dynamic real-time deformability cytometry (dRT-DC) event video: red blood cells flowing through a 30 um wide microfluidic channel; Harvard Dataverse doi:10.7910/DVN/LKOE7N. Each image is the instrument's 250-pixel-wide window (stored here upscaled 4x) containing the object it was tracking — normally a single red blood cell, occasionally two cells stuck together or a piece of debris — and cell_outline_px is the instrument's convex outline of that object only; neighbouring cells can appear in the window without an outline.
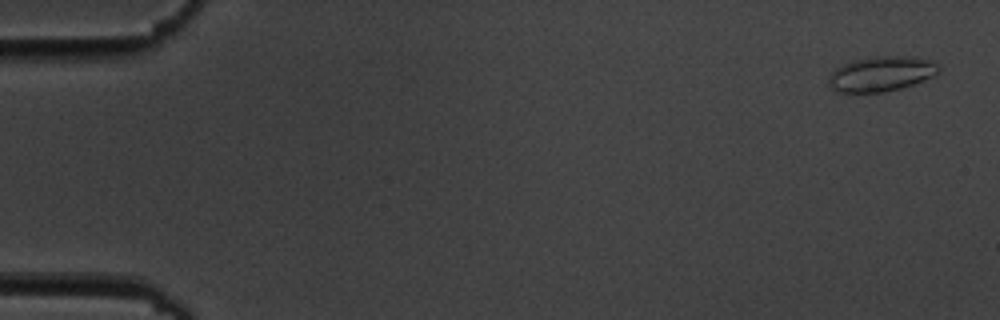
{"species": "common noctule bat (a hibernating species)", "species_latin": "Nyctalus noctula", "temperature_condition": "cold", "stored_images_in_passage": 7, "camera_frame_rate_fps": 3000, "um_per_image_px": 0.085, "animal": {"sex": "male", "body_mass_g": 19.5, "forearm_length_mm": 54.6}, "frame": {"image": 1, "passage_image": 1, "time_ms": 0.0, "image_size_px": [1000, 320], "cell_outline_px": [[940, 68], [932, 76], [912, 84], [900, 88], [884, 92], [836, 92], [828, 84], [828, 76], [836, 68], [852, 60], [868, 56], [916, 56], [932, 60]], "centroid_in_image_um": [74.87, 6.26], "position_along_channel_um": 10.1, "area_um2": 22.48}}
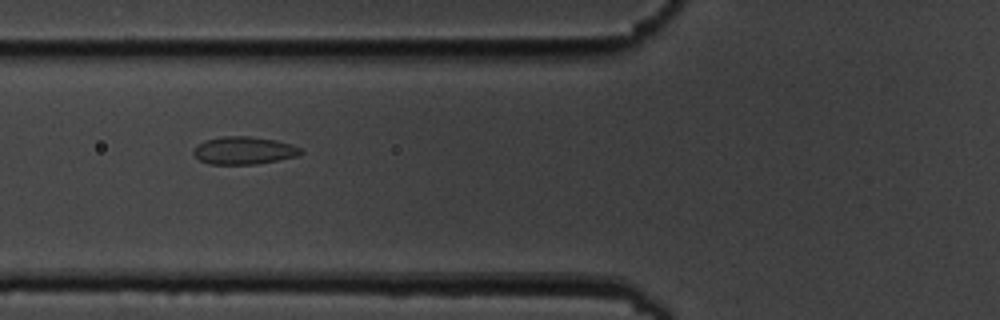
{"frame": {"image": 2, "passage_image": 6, "time_ms": 6.667, "image_size_px": [1000, 320], "cell_outline_px": [[304, 152], [296, 156], [256, 164], [208, 164], [200, 160], [192, 152], [204, 140], [220, 136], [248, 136], [276, 140], [292, 144], [300, 148]], "centroid_in_image_um": [20.73, 12.78], "position_along_channel_um": 105.1, "area_um2": 17.17}}
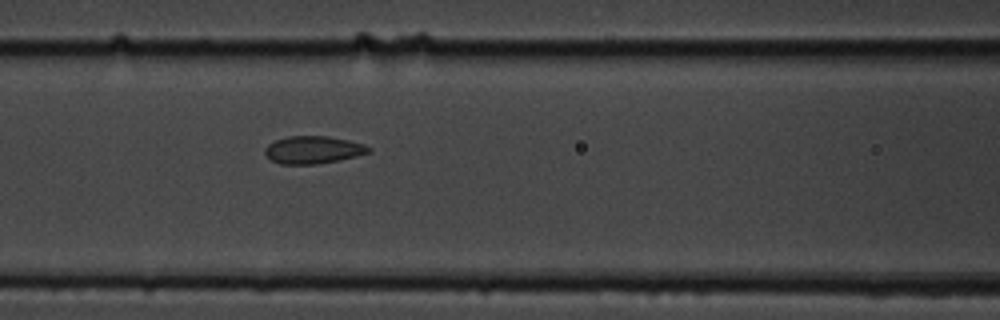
{"frame": {"image": 3, "passage_image": 7, "time_ms": 7.667, "image_size_px": [1000, 320], "cell_outline_px": [[372, 152], [340, 160], [316, 164], [280, 164], [272, 160], [264, 152], [264, 148], [268, 144], [276, 140], [288, 136], [328, 136], [348, 140], [364, 144], [372, 148]], "centroid_in_image_um": [26.64, 12.73], "position_along_channel_um": 140.0, "area_um2": 16.7}}